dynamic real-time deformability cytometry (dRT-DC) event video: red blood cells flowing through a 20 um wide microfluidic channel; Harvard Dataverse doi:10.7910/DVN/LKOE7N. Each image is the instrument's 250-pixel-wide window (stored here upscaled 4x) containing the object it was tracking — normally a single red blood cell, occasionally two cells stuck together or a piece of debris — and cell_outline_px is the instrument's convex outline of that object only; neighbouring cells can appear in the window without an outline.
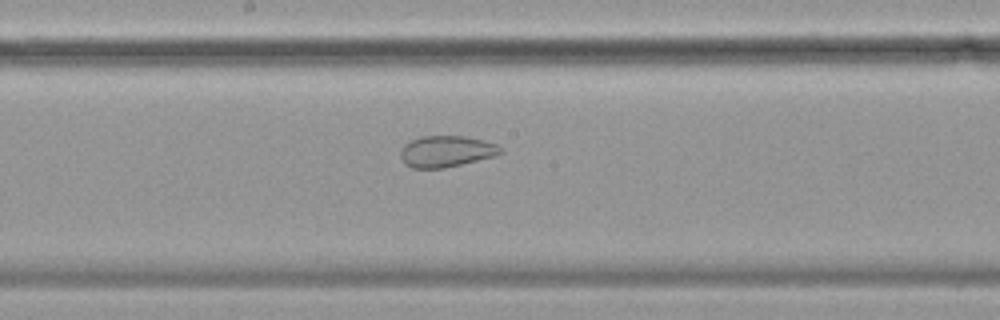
{"species": "common noctule bat (a hibernating species)", "species_latin": "Nyctalus noctula", "temperature_condition": "cold", "stored_images_in_passage": 40, "camera_frame_rate_fps": 3000, "um_per_image_px": 0.085, "animal": {"sex": "female", "body_mass_g": 19.9}, "frame": {"image": 1, "passage_image": 13, "time_ms": 4.0, "image_size_px": [1000, 320], "cell_outline_px": [[504, 152], [492, 156], [444, 168], [412, 168], [404, 164], [400, 156], [400, 148], [404, 144], [420, 136], [464, 136], [484, 140], [496, 144], [504, 148]], "centroid_in_image_um": [37.91, 12.86], "position_along_channel_um": 210.3, "area_um2": 18.26}}
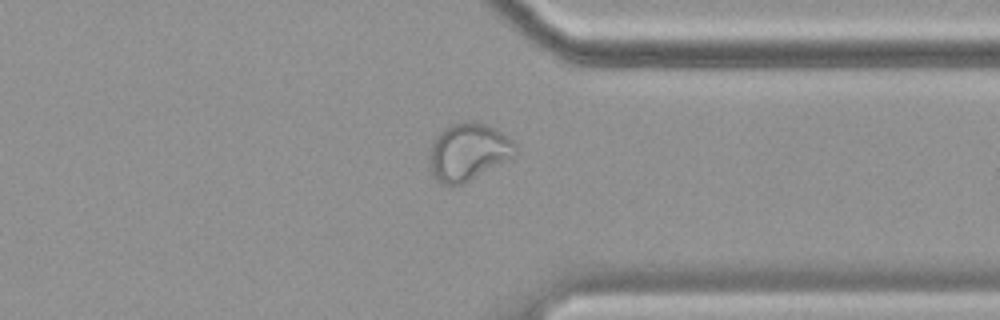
{"frame": {"image": 2, "passage_image": 27, "time_ms": 8.667, "image_size_px": [1000, 320], "cell_outline_px": [[516, 156], [464, 184], [444, 184], [436, 180], [432, 172], [428, 160], [428, 152], [432, 140], [444, 128], [452, 124], [468, 120], [472, 120], [496, 128], [508, 136], [516, 144]], "centroid_in_image_um": [39.8, 12.9], "position_along_channel_um": 371.6, "area_um2": 29.13}}
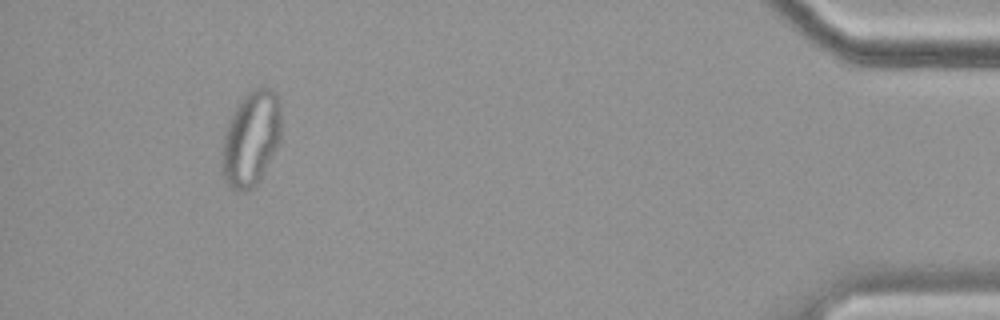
{"frame": {"image": 3, "passage_image": 36, "time_ms": 11.667, "image_size_px": [1000, 320], "cell_outline_px": [[280, 140], [260, 180], [252, 188], [244, 192], [236, 192], [228, 188], [224, 180], [220, 160], [220, 152], [224, 136], [232, 112], [240, 100], [248, 92], [264, 84], [272, 88], [276, 92], [280, 100]], "centroid_in_image_um": [21.32, 11.78], "position_along_channel_um": 413.9, "area_um2": 33.52}}